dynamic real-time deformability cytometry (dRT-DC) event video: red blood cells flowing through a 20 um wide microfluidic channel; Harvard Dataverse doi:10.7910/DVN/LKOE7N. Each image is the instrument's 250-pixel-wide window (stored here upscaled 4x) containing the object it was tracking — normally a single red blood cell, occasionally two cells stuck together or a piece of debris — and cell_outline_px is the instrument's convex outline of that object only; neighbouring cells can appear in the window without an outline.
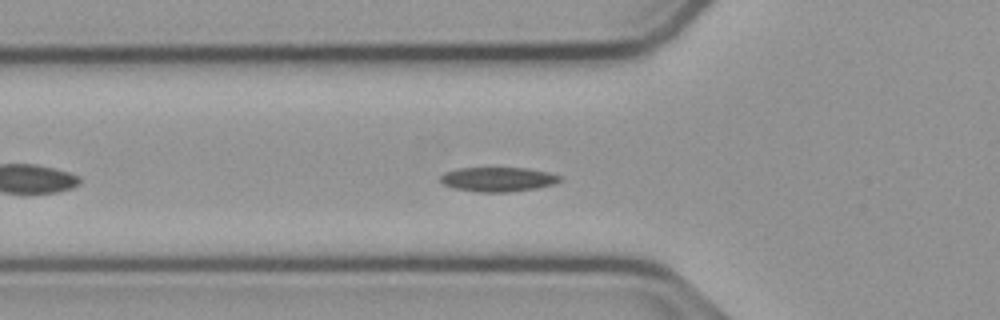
{"species": "common noctule bat (a hibernating species)", "species_latin": "Nyctalus noctula", "temperature_condition": "cold", "stored_images_in_passage": 45, "camera_frame_rate_fps": 3000, "um_per_image_px": 0.085, "animal": {"sex": "male", "body_mass_g": 23.1, "forearm_length_mm": 52.7}, "frame": {"image": 1, "passage_image": 8, "time_ms": 2.333, "image_size_px": [1000, 320], "cell_outline_px": [[560, 180], [556, 184], [536, 188], [512, 192], [480, 192], [456, 188], [444, 184], [440, 180], [440, 176], [444, 172], [460, 168], [528, 168], [548, 172], [560, 176]], "centroid_in_image_um": [42.35, 15.24], "position_along_channel_um": 83.5, "area_um2": 16.94}}
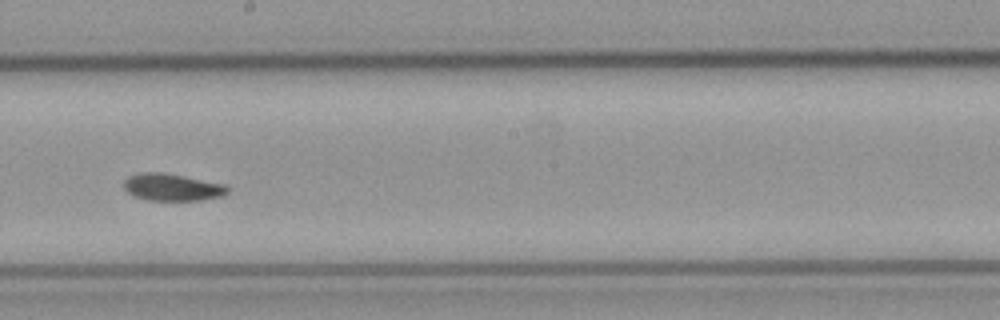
{"frame": {"image": 2, "passage_image": 20, "time_ms": 6.333, "image_size_px": [1000, 320], "cell_outline_px": [[228, 192], [224, 196], [204, 200], [148, 200], [132, 196], [124, 188], [124, 180], [128, 176], [140, 172], [164, 172], [224, 184], [228, 188]], "centroid_in_image_um": [14.62, 15.91], "position_along_channel_um": 233.6, "area_um2": 16.53}}
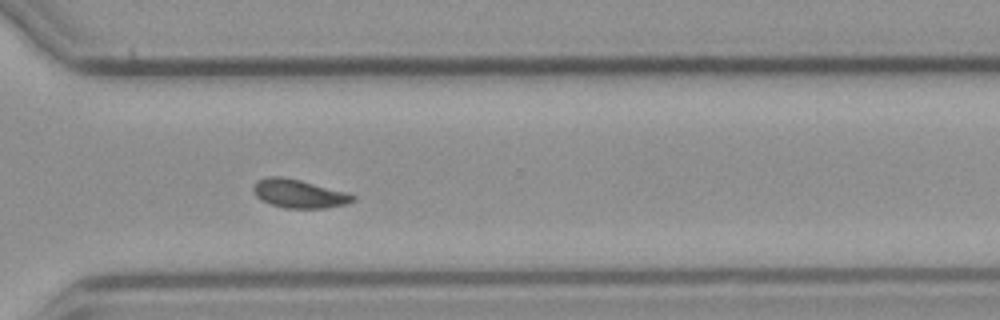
{"frame": {"image": 3, "passage_image": 29, "time_ms": 9.333, "image_size_px": [1000, 320], "cell_outline_px": [[356, 200], [344, 204], [324, 208], [284, 208], [272, 204], [256, 196], [252, 188], [256, 180], [264, 176], [280, 176], [300, 180], [348, 192], [356, 196]], "centroid_in_image_um": [25.41, 16.44], "position_along_channel_um": 345.2, "area_um2": 16.53}, "authors_computed_cell_mechanics": {"area_um2": 16.5308, "velocity_mm_per_s": 3.7266, "shape_relaxation_time_tau1_ms": 3.7944, "shape_relaxation_time_tau2_ms": 3.7693, "deformation_change_tau1": 0.0951, "deformation_change_tau2": 0.0562}}